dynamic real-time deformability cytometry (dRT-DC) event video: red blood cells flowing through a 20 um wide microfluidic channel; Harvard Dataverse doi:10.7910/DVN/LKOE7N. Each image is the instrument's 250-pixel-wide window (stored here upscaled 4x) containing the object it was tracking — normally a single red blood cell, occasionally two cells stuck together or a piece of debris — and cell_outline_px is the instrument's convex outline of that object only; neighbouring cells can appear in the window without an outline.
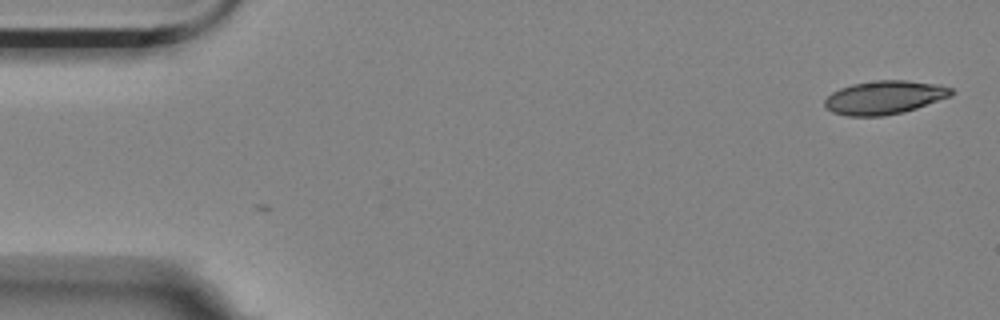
{"species": "Egyptian fruit bat (a non-hibernating species)", "species_latin": "Rousettus aegyptiacus", "temperature_condition": "room temperature", "stored_images_in_passage": 3, "camera_frame_rate_fps": 3000, "um_per_image_px": 0.085, "animal": {"sex": "female"}, "frame": {"image": 1, "passage_image": 3, "time_ms": 0.667, "image_size_px": [1000, 320], "cell_outline_px": [[956, 92], [952, 96], [904, 112], [884, 116], [848, 116], [832, 112], [824, 108], [824, 100], [832, 92], [840, 88], [852, 84], [876, 80], [904, 80], [940, 84], [952, 88]], "centroid_in_image_um": [75.19, 8.28], "position_along_channel_um": 9.8, "area_um2": 24.97}}